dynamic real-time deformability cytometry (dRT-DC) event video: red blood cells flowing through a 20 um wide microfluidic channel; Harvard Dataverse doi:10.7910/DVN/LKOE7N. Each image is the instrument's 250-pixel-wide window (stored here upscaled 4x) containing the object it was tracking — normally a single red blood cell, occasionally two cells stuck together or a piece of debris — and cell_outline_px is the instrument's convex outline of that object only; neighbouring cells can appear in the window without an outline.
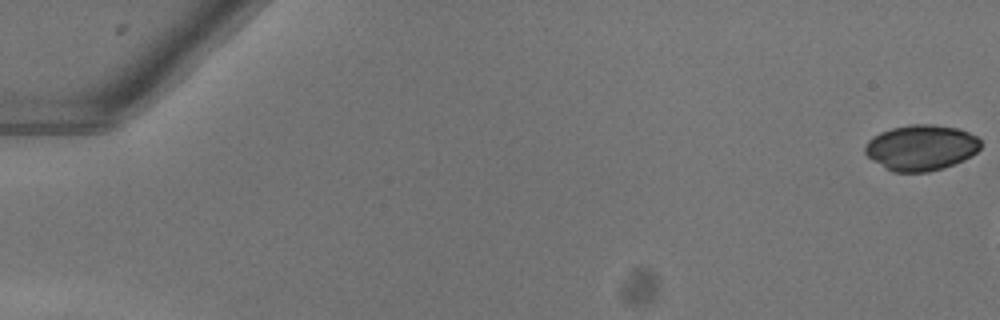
{"species": "common noctule bat (a hibernating species)", "species_latin": "Nyctalus noctula", "temperature_condition": "warm", "stored_images_in_passage": 8, "camera_frame_rate_fps": 3000, "um_per_image_px": 0.085, "animal": {"sex": "female"}, "frame": {"image": 1, "passage_image": 1, "time_ms": 0.0, "image_size_px": [1000, 320], "cell_outline_px": [[980, 148], [976, 152], [964, 160], [944, 168], [928, 172], [892, 172], [884, 168], [868, 156], [864, 152], [864, 148], [868, 140], [872, 136], [880, 132], [892, 128], [912, 124], [932, 124], [956, 128], [968, 132], [976, 136], [980, 140]], "centroid_in_image_um": [78.28, 12.55], "position_along_channel_um": 6.7, "area_um2": 30.81}}